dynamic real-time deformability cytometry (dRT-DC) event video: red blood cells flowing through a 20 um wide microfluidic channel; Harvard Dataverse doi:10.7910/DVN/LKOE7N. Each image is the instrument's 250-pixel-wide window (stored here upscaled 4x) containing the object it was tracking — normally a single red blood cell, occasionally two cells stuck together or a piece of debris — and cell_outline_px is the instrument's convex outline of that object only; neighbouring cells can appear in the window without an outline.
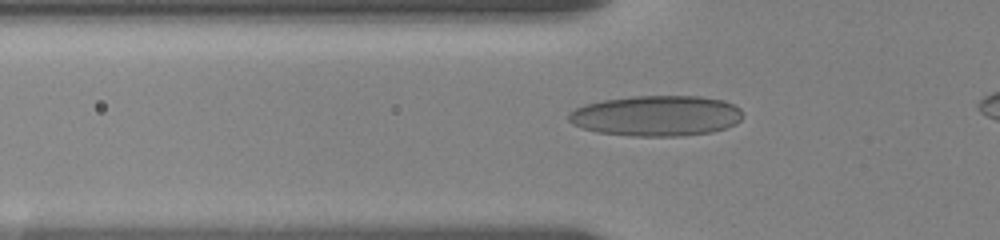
{"species": "human", "species_latin": "Homo sapiens", "temperature_condition": "room temperature", "stored_images_in_passage": 53, "camera_frame_rate_fps": 3000, "um_per_image_px": 0.085, "donor": {"sex": "female"}, "frame": {"image": 1, "passage_image": 7, "time_ms": 1.667, "image_size_px": [1000, 240], "cell_outline_px": [[740, 120], [736, 124], [712, 132], [680, 136], [632, 136], [596, 132], [580, 128], [572, 124], [568, 120], [568, 112], [584, 104], [604, 100], [632, 96], [700, 96], [724, 100], [740, 108]], "centroid_in_image_um": [55.75, 9.84], "position_along_channel_um": 70.0, "area_um2": 41.33}}
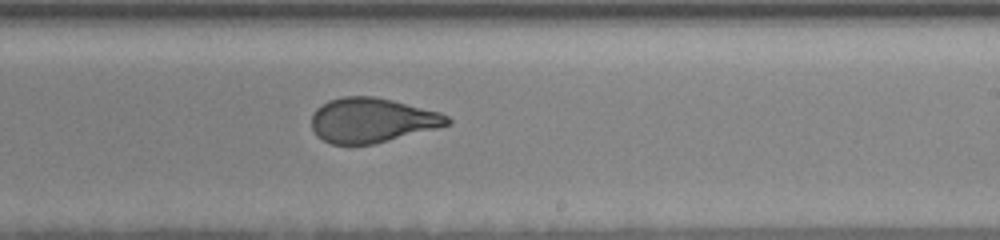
{"frame": {"image": 2, "passage_image": 33, "time_ms": 7.0, "image_size_px": [1000, 240], "cell_outline_px": [[452, 124], [372, 144], [332, 144], [316, 136], [312, 128], [312, 116], [316, 108], [328, 100], [344, 96], [376, 96], [440, 112], [448, 116], [452, 120]], "centroid_in_image_um": [31.61, 10.21], "position_along_channel_um": 257.4, "area_um2": 35.2}}
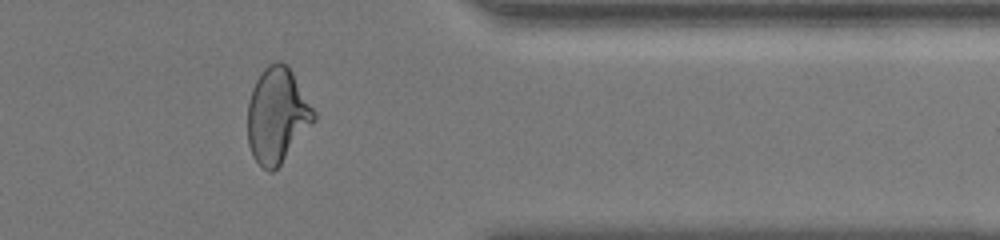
{"frame": {"image": 3, "passage_image": 50, "time_ms": 11.0, "image_size_px": [1000, 240], "cell_outline_px": [[316, 120], [280, 164], [272, 172], [268, 172], [252, 156], [248, 144], [248, 100], [252, 88], [260, 72], [268, 64], [276, 60], [280, 60], [292, 72], [316, 112]], "centroid_in_image_um": [23.55, 9.79], "position_along_channel_um": 387.9, "area_um2": 36.65}}